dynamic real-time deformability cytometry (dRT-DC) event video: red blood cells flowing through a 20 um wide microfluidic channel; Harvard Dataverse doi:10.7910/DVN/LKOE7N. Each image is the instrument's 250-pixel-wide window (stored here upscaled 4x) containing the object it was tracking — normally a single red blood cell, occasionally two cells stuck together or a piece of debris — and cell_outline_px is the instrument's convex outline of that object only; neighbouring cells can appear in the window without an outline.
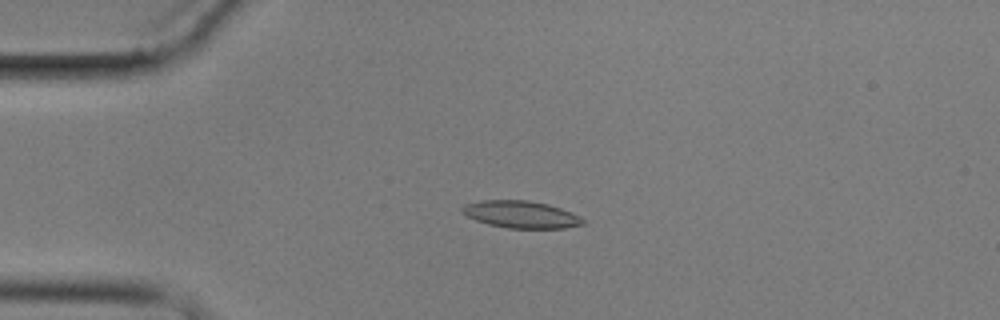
{"species": "common noctule bat (a hibernating species)", "species_latin": "Nyctalus noctula", "temperature_condition": "cold", "stored_images_in_passage": 5, "camera_frame_rate_fps": 3000, "um_per_image_px": 0.085, "animal": {"sex": "male", "body_mass_g": 17.9}, "frame": {"image": 1, "passage_image": 4, "time_ms": 3.667, "image_size_px": [1000, 320], "cell_outline_px": [[584, 224], [564, 228], [508, 228], [488, 224], [476, 220], [460, 212], [460, 208], [464, 204], [480, 200], [528, 200], [548, 204], [572, 212], [580, 216], [584, 220]], "centroid_in_image_um": [44.26, 18.22], "position_along_channel_um": 40.7, "area_um2": 19.19}}